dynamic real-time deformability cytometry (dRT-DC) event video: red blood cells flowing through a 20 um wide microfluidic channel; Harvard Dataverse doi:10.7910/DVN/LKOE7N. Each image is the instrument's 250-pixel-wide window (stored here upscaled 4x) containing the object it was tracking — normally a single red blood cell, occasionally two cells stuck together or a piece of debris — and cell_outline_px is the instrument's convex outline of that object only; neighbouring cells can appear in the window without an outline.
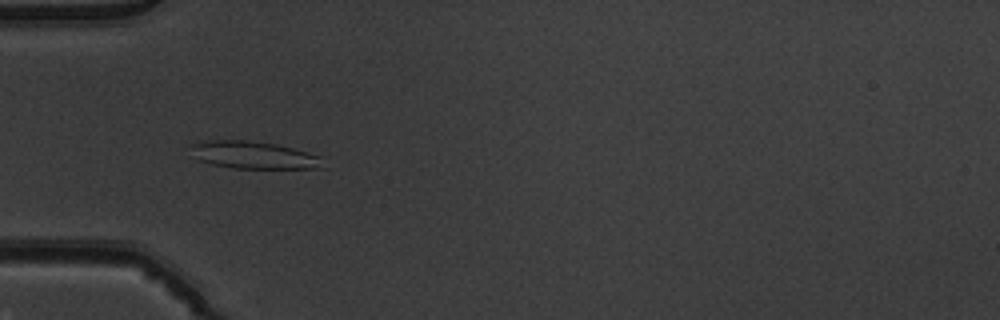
{"species": "common noctule bat (a hibernating species)", "species_latin": "Nyctalus noctula", "temperature_condition": "warm", "stored_images_in_passage": 41, "camera_frame_rate_fps": 3000, "um_per_image_px": 0.085, "animal": {"sex": "male", "body_mass_g": 19.5, "forearm_length_mm": 54.6}, "frame": {"image": 1, "passage_image": 6, "time_ms": 1.667, "image_size_px": [1000, 320], "cell_outline_px": [[324, 168], [232, 168], [212, 164], [196, 160], [188, 156], [192, 144], [204, 140], [248, 140], [276, 144], [324, 156]], "centroid_in_image_um": [21.53, 13.18], "position_along_channel_um": 63.5, "area_um2": 21.62}}
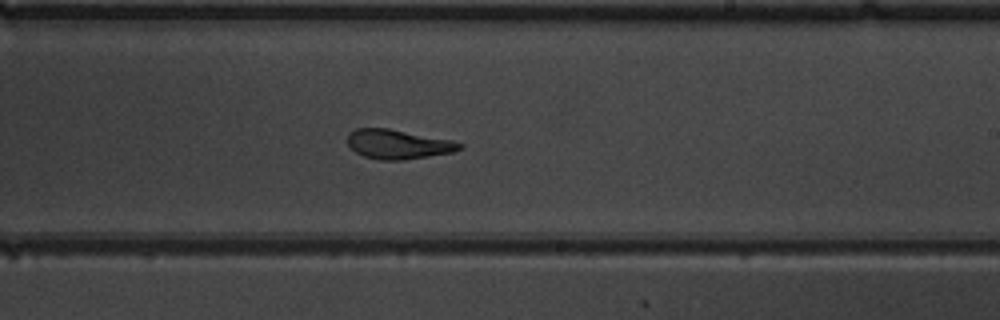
{"frame": {"image": 2, "passage_image": 21, "time_ms": 6.667, "image_size_px": [1000, 320], "cell_outline_px": [[464, 148], [452, 152], [404, 160], [376, 160], [364, 156], [356, 152], [348, 144], [348, 132], [356, 128], [388, 128], [452, 140], [464, 144]], "centroid_in_image_um": [33.84, 12.26], "position_along_channel_um": 255.2, "area_um2": 19.25}}
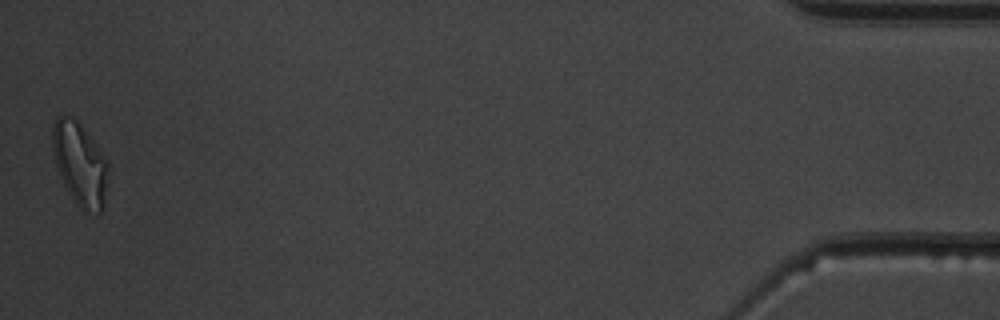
{"frame": {"image": 3, "passage_image": 41, "time_ms": 13.333, "image_size_px": [1000, 320], "cell_outline_px": [[108, 180], [104, 208], [100, 212], [80, 208], [76, 204], [68, 192], [60, 176], [52, 152], [52, 124], [56, 116], [72, 116], [80, 124], [96, 144], [108, 160]], "centroid_in_image_um": [6.79, 13.91], "position_along_channel_um": 428.4, "area_um2": 27.05}, "authors_computed_cell_mechanics": {"area_um2": 20.1722, "velocity_mm_per_s": 3.8923, "shape_relaxation_time_tau1_ms": 9.0385, "shape_relaxation_time_tau2_ms": 1.5614, "deformation_change_tau1": 0.2427, "deformation_change_tau2": 0.092}}